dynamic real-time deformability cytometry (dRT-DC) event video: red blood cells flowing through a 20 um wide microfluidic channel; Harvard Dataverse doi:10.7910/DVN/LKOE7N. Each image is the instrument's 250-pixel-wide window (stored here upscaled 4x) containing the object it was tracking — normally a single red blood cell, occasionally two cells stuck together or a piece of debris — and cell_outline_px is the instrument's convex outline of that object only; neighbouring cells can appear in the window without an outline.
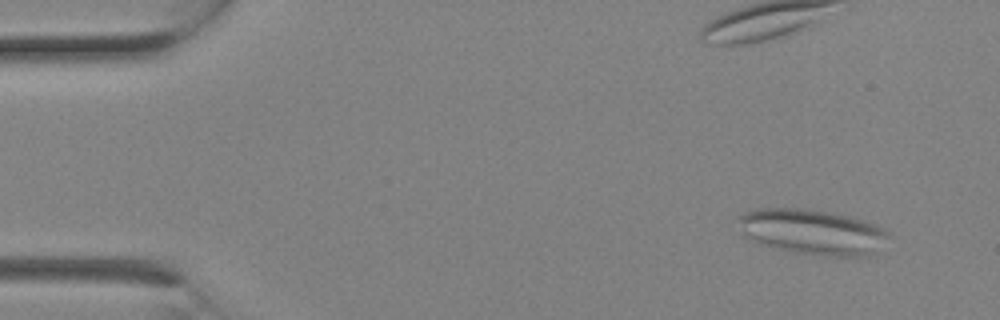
{"species": "Egyptian fruit bat (a non-hibernating species)", "species_latin": "Rousettus aegyptiacus", "temperature_condition": "room temperature", "stored_images_in_passage": 2, "camera_frame_rate_fps": 3000, "um_per_image_px": 0.085, "animal": {"sex": "female"}, "frame": {"image": 1, "passage_image": 1, "time_ms": 0.0, "image_size_px": [1000, 320], "cell_outline_px": [[892, 236], [868, 256], [824, 256], [796, 252], [764, 244], [752, 240], [744, 236], [740, 220], [740, 216], [744, 212], [756, 208], [804, 208], [828, 212], [848, 216], [876, 224], [892, 232]], "centroid_in_image_um": [69.12, 19.7], "position_along_channel_um": 15.9, "area_um2": 39.36}}